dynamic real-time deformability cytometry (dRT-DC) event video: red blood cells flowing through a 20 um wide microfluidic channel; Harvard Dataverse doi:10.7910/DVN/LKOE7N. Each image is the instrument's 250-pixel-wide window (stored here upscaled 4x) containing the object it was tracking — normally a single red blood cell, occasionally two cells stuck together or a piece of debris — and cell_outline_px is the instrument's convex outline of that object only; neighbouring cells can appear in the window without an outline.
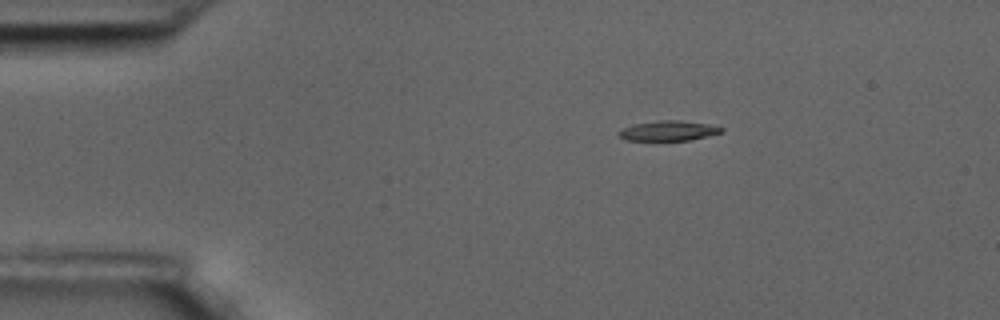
{"species": "common noctule bat (a hibernating species)", "species_latin": "Nyctalus noctula", "temperature_condition": "room temperature", "stored_images_in_passage": 43, "camera_frame_rate_fps": 3000, "um_per_image_px": 0.085, "animal": {"sex": "male", "body_mass_g": 17.5, "forearm_length_mm": 52.3}, "frame": {"image": 1, "passage_image": 1, "time_ms": 0.0, "image_size_px": [1000, 320], "cell_outline_px": [[724, 128], [720, 132], [688, 140], [624, 140], [616, 136], [616, 132], [632, 124], [660, 120], [680, 120], [708, 124]], "centroid_in_image_um": [56.7, 11.11], "position_along_channel_um": 28.3, "area_um2": 11.85}}
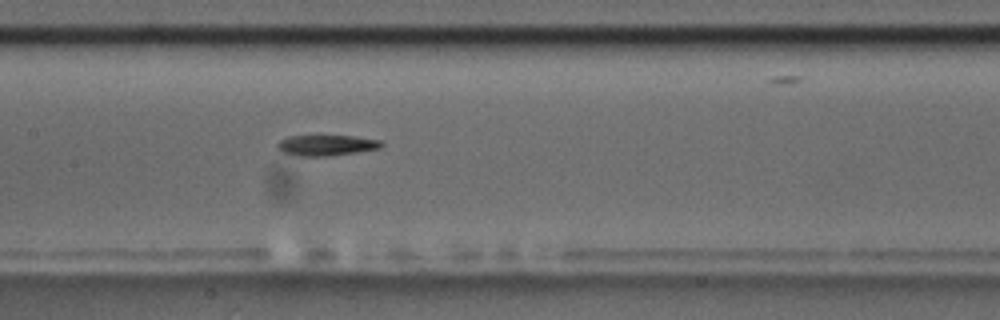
{"frame": {"image": 2, "passage_image": 19, "time_ms": 6.0, "image_size_px": [1000, 320], "cell_outline_px": [[384, 144], [380, 148], [356, 152], [328, 156], [296, 156], [284, 152], [276, 144], [280, 140], [288, 136], [352, 136], [380, 140]], "centroid_in_image_um": [27.75, 12.35], "position_along_channel_um": 179.6, "area_um2": 12.37}}
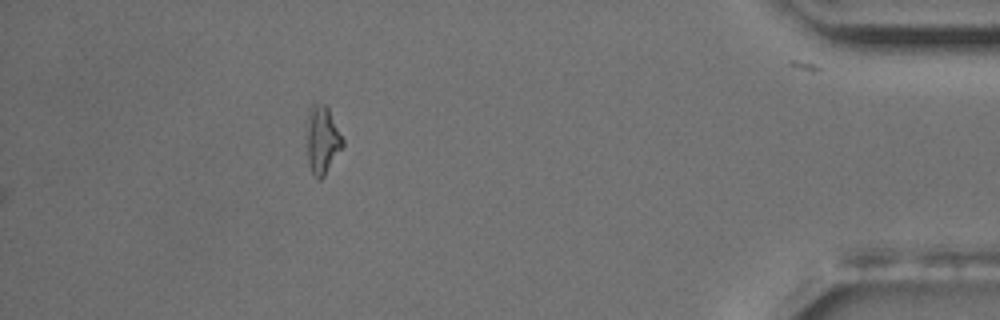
{"frame": {"image": 3, "passage_image": 43, "time_ms": 14.0, "image_size_px": [1000, 320], "cell_outline_px": [[344, 144], [324, 176], [320, 180], [316, 180], [312, 172], [308, 160], [308, 112], [312, 104], [324, 104], [328, 108], [344, 140]], "centroid_in_image_um": [27.41, 11.9], "position_along_channel_um": 407.8, "area_um2": 13.81}, "authors_computed_cell_mechanics": {"area_um2": 12.3692, "velocity_mm_per_s": 3.4916, "shape_relaxation_time_tau1_ms": 3.2047, "shape_relaxation_time_tau2_ms": 3.7634, "deformation_change_tau1": 0.1853, "deformation_change_tau2": 0.1486}}